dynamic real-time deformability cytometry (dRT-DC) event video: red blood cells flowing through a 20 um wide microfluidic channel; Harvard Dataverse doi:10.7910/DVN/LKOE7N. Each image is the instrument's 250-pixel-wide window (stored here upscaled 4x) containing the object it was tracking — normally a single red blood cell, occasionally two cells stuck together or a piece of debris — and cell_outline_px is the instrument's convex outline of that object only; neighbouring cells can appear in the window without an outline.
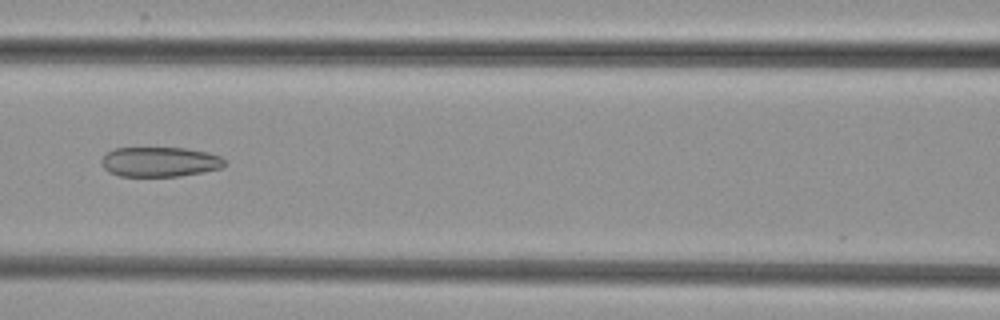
{"species": "common noctule bat (a hibernating species)", "species_latin": "Nyctalus noctula", "temperature_condition": "cold", "stored_images_in_passage": 6, "camera_frame_rate_fps": 3000, "um_per_image_px": 0.085, "animal": {"sex": "female", "body_mass_g": 29.2, "forearm_length_mm": 56.3}, "frame": {"image": 1, "passage_image": 6, "time_ms": 6.0, "image_size_px": [1000, 320], "cell_outline_px": [[228, 164], [220, 168], [204, 172], [180, 176], [120, 176], [108, 172], [104, 168], [100, 160], [108, 152], [116, 148], [184, 148], [208, 152], [220, 156], [228, 160]], "centroid_in_image_um": [13.63, 13.76], "position_along_channel_um": 153.0, "area_um2": 21.56}}